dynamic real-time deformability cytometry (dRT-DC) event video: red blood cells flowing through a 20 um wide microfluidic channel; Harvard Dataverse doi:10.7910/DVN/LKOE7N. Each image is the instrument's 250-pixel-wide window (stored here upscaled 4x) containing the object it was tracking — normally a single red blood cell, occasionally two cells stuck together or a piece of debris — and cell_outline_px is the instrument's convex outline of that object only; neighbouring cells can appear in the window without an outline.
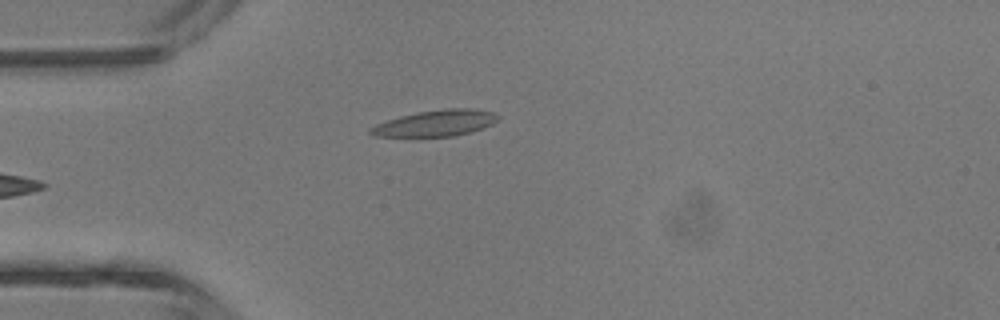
{"species": "common noctule bat (a hibernating species)", "species_latin": "Nyctalus noctula", "temperature_condition": "room temperature", "stored_images_in_passage": 3, "camera_frame_rate_fps": 3000, "um_per_image_px": 0.085, "animal": {"sex": "male", "body_mass_g": 13.3}, "frame": {"image": 1, "passage_image": 3, "time_ms": 3.333, "image_size_px": [1000, 320], "cell_outline_px": [[500, 116], [492, 124], [484, 128], [452, 136], [376, 136], [368, 132], [368, 128], [376, 124], [400, 116], [420, 112], [444, 108], [472, 108], [492, 112]], "centroid_in_image_um": [37.03, 10.46], "position_along_channel_um": 48.0, "area_um2": 19.19}}